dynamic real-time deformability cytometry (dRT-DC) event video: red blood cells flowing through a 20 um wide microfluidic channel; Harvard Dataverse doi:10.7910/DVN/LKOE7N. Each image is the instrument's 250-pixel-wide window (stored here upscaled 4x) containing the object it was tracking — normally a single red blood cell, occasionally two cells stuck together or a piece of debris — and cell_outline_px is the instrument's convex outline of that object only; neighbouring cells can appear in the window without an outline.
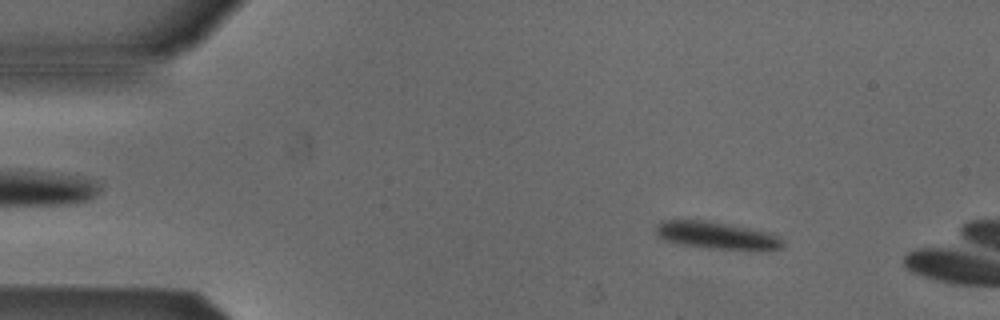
{"species": "Egyptian fruit bat (a non-hibernating species)", "species_latin": "Rousettus aegyptiacus", "temperature_condition": "cold", "stored_images_in_passage": 14, "camera_frame_rate_fps": 3000, "um_per_image_px": 0.085, "animal": {"sex": "male"}, "frame": {"image": 1, "passage_image": 7, "time_ms": 2.0, "image_size_px": [1000, 320], "cell_outline_px": [[784, 248], [768, 252], [756, 252], [712, 248], [676, 244], [664, 240], [656, 236], [656, 224], [664, 220], [700, 220], [772, 232], [780, 236], [784, 240]], "centroid_in_image_um": [61.04, 20.06], "position_along_channel_um": 24.0, "area_um2": 20.92}}